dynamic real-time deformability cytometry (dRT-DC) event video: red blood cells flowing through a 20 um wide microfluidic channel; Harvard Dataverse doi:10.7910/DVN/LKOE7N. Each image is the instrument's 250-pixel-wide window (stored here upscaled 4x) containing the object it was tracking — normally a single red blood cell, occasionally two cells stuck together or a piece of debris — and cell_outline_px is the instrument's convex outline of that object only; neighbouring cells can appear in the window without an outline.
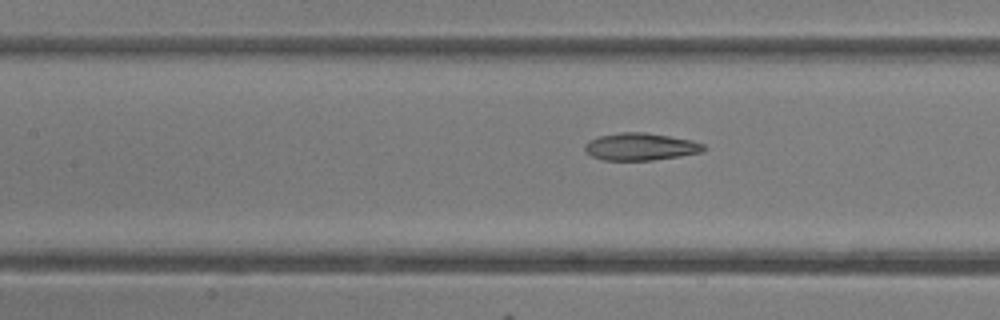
{"species": "common noctule bat (a hibernating species)", "species_latin": "Nyctalus noctula", "temperature_condition": "room temperature", "stored_images_in_passage": 10, "camera_frame_rate_fps": 3000, "um_per_image_px": 0.085, "animal": {"sex": "female"}, "frame": {"image": 1, "passage_image": 10, "time_ms": 3.0, "image_size_px": [1000, 320], "cell_outline_px": [[708, 148], [704, 152], [680, 156], [652, 160], [604, 160], [592, 156], [584, 148], [584, 144], [588, 140], [600, 136], [620, 132], [644, 132], [692, 140], [704, 144]], "centroid_in_image_um": [54.48, 12.47], "position_along_channel_um": 152.9, "area_um2": 18.96}}